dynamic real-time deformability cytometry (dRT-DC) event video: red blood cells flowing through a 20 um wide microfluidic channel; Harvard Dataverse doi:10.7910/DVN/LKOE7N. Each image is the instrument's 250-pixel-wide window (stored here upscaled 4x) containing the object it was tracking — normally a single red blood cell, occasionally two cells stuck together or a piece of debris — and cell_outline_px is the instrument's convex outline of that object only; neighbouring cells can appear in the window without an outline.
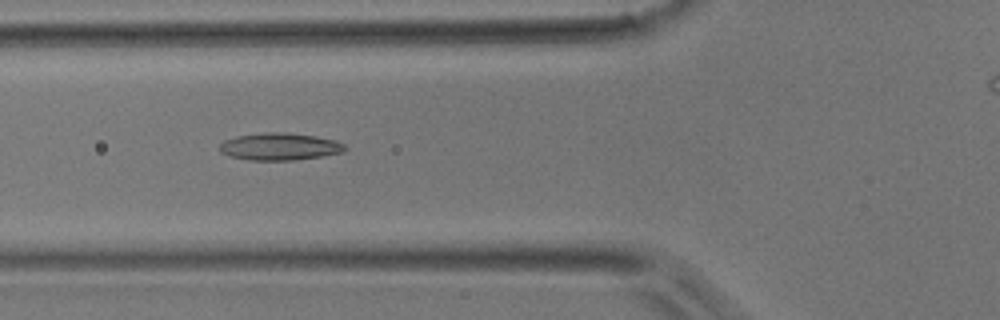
{"species": "common noctule bat (a hibernating species)", "species_latin": "Nyctalus noctula", "temperature_condition": "room temperature", "stored_images_in_passage": 42, "camera_frame_rate_fps": 3000, "um_per_image_px": 0.085, "animal": {"sex": "male", "body_mass_g": 17.9}, "frame": {"image": 1, "passage_image": 17, "time_ms": 5.333, "image_size_px": [1000, 320], "cell_outline_px": [[348, 148], [344, 152], [320, 156], [292, 160], [248, 160], [228, 156], [220, 152], [220, 144], [224, 140], [236, 136], [264, 132], [284, 132], [316, 136], [336, 140], [344, 144]], "centroid_in_image_um": [23.77, 12.45], "position_along_channel_um": 102.0, "area_um2": 20.0}}
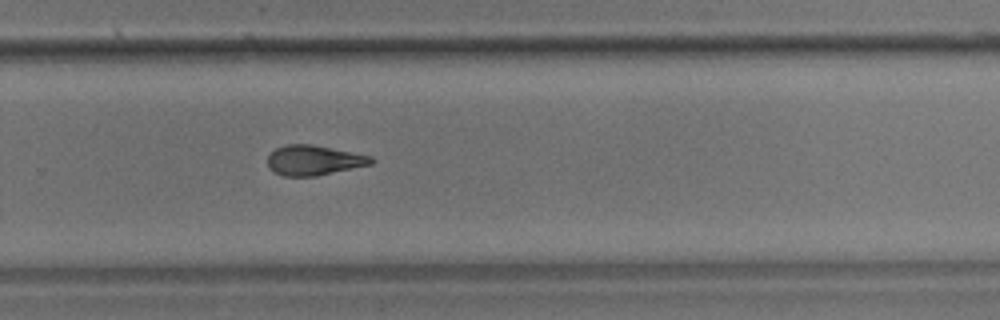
{"frame": {"image": 2, "passage_image": 31, "time_ms": 10.0, "image_size_px": [1000, 320], "cell_outline_px": [[376, 160], [372, 164], [316, 176], [284, 176], [272, 172], [268, 168], [268, 156], [276, 148], [288, 144], [312, 144], [372, 156]], "centroid_in_image_um": [26.67, 13.62], "position_along_channel_um": 303.1, "area_um2": 18.15}}
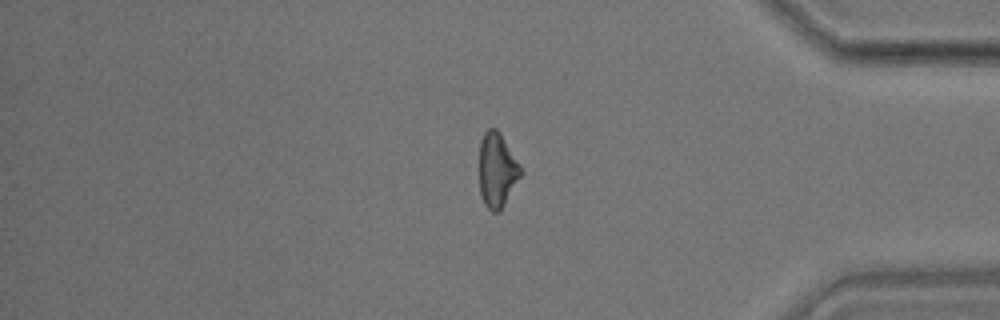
{"frame": {"image": 3, "passage_image": 39, "time_ms": 12.667, "image_size_px": [1000, 320], "cell_outline_px": [[524, 172], [500, 212], [492, 212], [484, 204], [480, 192], [480, 140], [484, 132], [488, 128], [496, 128], [500, 132], [520, 164]], "centroid_in_image_um": [42.27, 14.46], "position_along_channel_um": 392.9, "area_um2": 18.21}}